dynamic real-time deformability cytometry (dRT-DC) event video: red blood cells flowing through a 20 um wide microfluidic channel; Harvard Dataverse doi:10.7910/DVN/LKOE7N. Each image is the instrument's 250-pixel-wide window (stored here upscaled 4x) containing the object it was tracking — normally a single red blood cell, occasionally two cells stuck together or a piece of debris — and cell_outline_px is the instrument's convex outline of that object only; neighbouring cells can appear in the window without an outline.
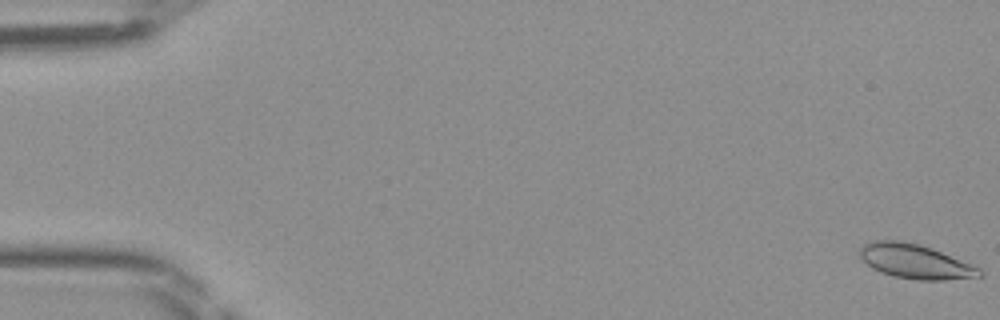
{"species": "Egyptian fruit bat (a non-hibernating species)", "species_latin": "Rousettus aegyptiacus", "temperature_condition": "room temperature", "stored_images_in_passage": 49, "camera_frame_rate_fps": 3000, "um_per_image_px": 0.085, "frame": {"image": 1, "passage_image": 1, "time_ms": 0.0, "image_size_px": [1000, 320], "cell_outline_px": [[984, 276], [944, 280], [916, 280], [892, 276], [880, 272], [872, 268], [860, 256], [860, 248], [868, 240], [900, 240], [920, 244], [932, 248], [980, 268], [984, 272]], "centroid_in_image_um": [77.79, 22.22], "position_along_channel_um": 7.2, "area_um2": 24.1}}
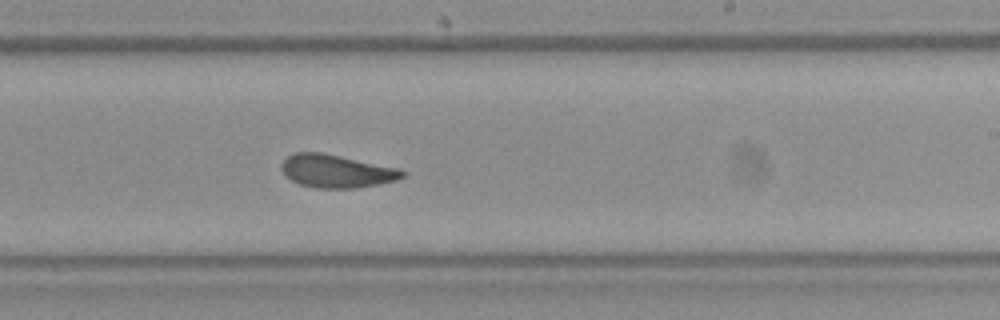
{"frame": {"image": 2, "passage_image": 30, "time_ms": 9.667, "image_size_px": [1000, 320], "cell_outline_px": [[408, 172], [404, 176], [396, 180], [380, 184], [356, 188], [316, 188], [300, 184], [284, 176], [280, 168], [280, 164], [288, 156], [296, 152], [320, 152], [400, 168]], "centroid_in_image_um": [28.6, 14.55], "position_along_channel_um": 260.4, "area_um2": 23.41}}
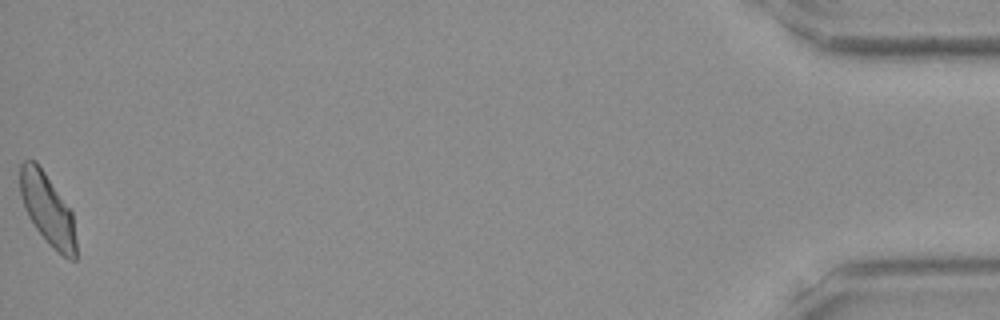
{"frame": {"image": 3, "passage_image": 49, "time_ms": 16.0, "image_size_px": [1000, 320], "cell_outline_px": [[76, 260], [68, 260], [36, 228], [28, 216], [24, 208], [20, 196], [20, 164], [24, 160], [36, 160], [72, 212], [76, 240]], "centroid_in_image_um": [4.03, 17.74], "position_along_channel_um": 431.2, "area_um2": 22.77}}